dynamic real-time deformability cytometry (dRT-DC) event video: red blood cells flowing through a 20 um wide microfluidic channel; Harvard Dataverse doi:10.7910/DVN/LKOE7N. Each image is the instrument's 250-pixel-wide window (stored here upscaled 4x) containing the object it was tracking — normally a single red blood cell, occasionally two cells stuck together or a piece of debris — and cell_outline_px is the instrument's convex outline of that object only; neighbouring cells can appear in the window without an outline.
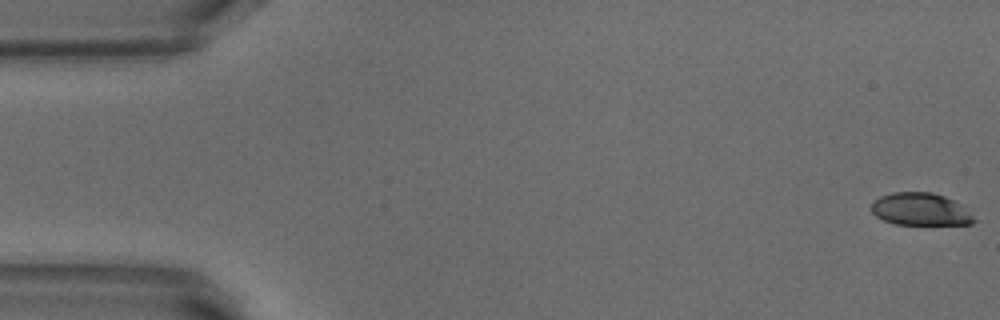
{"species": "common noctule bat (a hibernating species)", "species_latin": "Nyctalus noctula", "temperature_condition": "warm", "stored_images_in_passage": 52, "camera_frame_rate_fps": 3000, "um_per_image_px": 0.085, "animal": {"sex": "male", "body_mass_g": 18.8}, "frame": {"image": 1, "passage_image": 1, "time_ms": 0.0, "image_size_px": [1000, 320], "cell_outline_px": [[976, 220], [972, 224], [896, 224], [884, 220], [876, 216], [872, 212], [872, 204], [880, 196], [892, 192], [932, 192], [944, 196], [960, 204]], "centroid_in_image_um": [78.22, 17.78], "position_along_channel_um": 6.8, "area_um2": 19.13}}
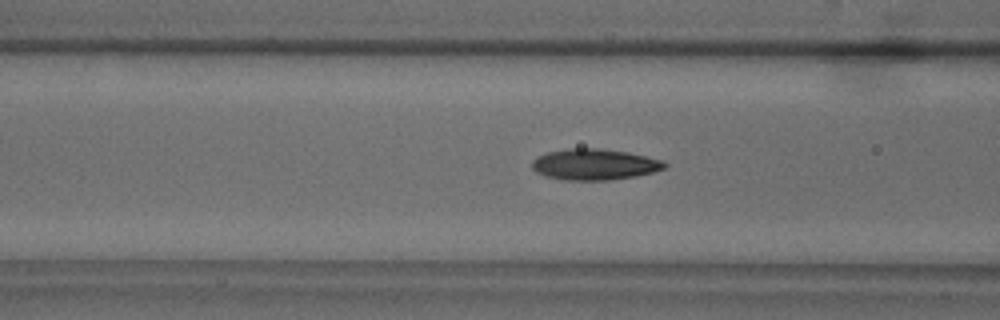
{"frame": {"image": 2, "passage_image": 20, "time_ms": 6.333, "image_size_px": [1000, 320], "cell_outline_px": [[668, 164], [664, 168], [652, 172], [636, 176], [612, 180], [564, 180], [548, 176], [536, 172], [532, 168], [532, 160], [536, 156], [548, 152], [568, 148], [596, 148], [628, 152], [660, 160]], "centroid_in_image_um": [50.5, 13.97], "position_along_channel_um": 116.1, "area_um2": 23.87}}
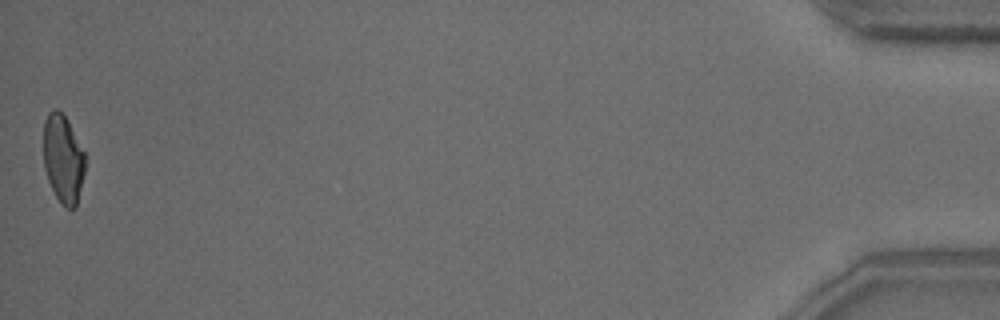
{"frame": {"image": 3, "passage_image": 52, "time_ms": 17.0, "image_size_px": [1000, 320], "cell_outline_px": [[84, 172], [76, 208], [64, 208], [60, 204], [48, 180], [44, 168], [44, 120], [48, 112], [52, 108], [56, 108], [68, 120], [84, 152]], "centroid_in_image_um": [5.35, 13.5], "position_along_channel_um": 429.9, "area_um2": 21.39}, "authors_computed_cell_mechanics": {"area_um2": 22.6576, "velocity_mm_per_s": 3.8611, "shape_relaxation_time_tau1_ms": 5.9964, "shape_relaxation_time_tau2_ms": 1.4501, "deformation_change_tau1": 0.1943, "deformation_change_tau2": 0.0723}}